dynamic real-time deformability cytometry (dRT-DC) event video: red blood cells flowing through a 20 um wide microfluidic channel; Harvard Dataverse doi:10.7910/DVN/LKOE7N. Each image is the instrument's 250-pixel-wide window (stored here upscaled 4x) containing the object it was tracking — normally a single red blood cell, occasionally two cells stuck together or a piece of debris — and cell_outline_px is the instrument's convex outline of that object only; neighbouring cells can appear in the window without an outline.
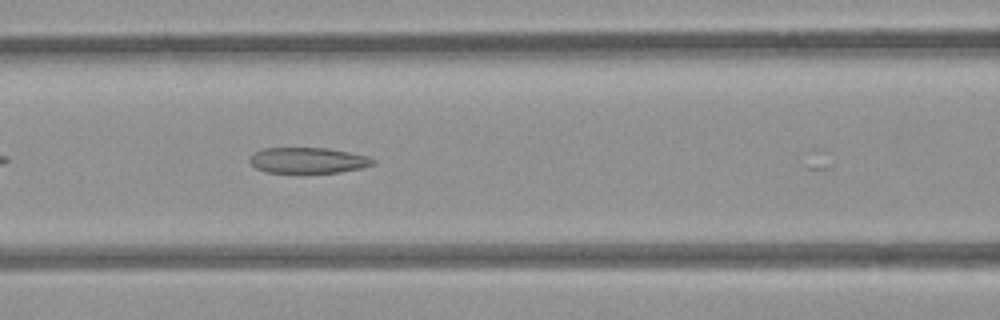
{"species": "common noctule bat (a hibernating species)", "species_latin": "Nyctalus noctula", "temperature_condition": "room temperature", "stored_images_in_passage": 38, "camera_frame_rate_fps": 3000, "um_per_image_px": 0.085, "animal": {"sex": "female", "body_mass_g": 21.9}, "frame": {"image": 1, "passage_image": 10, "time_ms": 3.0, "image_size_px": [1000, 320], "cell_outline_px": [[376, 164], [360, 168], [340, 172], [268, 172], [256, 168], [248, 160], [252, 152], [264, 148], [328, 148], [368, 156], [376, 160]], "centroid_in_image_um": [26.18, 13.62], "position_along_channel_um": 140.4, "area_um2": 18.44}}
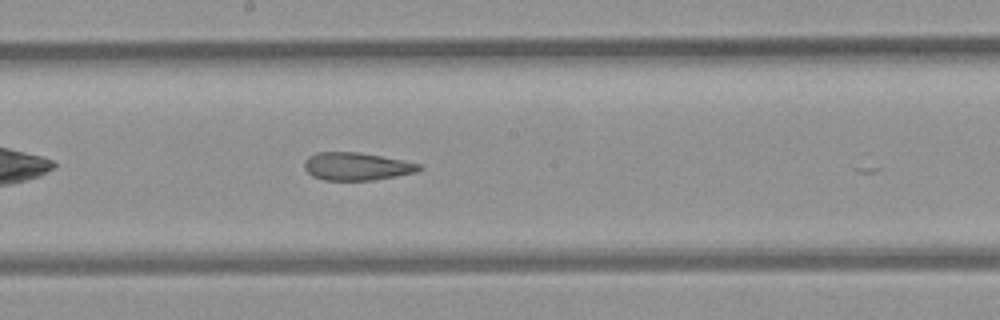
{"frame": {"image": 2, "passage_image": 16, "time_ms": 5.0, "image_size_px": [1000, 320], "cell_outline_px": [[424, 168], [416, 172], [372, 180], [324, 180], [312, 176], [304, 168], [304, 160], [308, 156], [316, 152], [356, 152], [380, 156], [420, 164]], "centroid_in_image_um": [30.26, 14.14], "position_along_channel_um": 217.9, "area_um2": 18.44}}
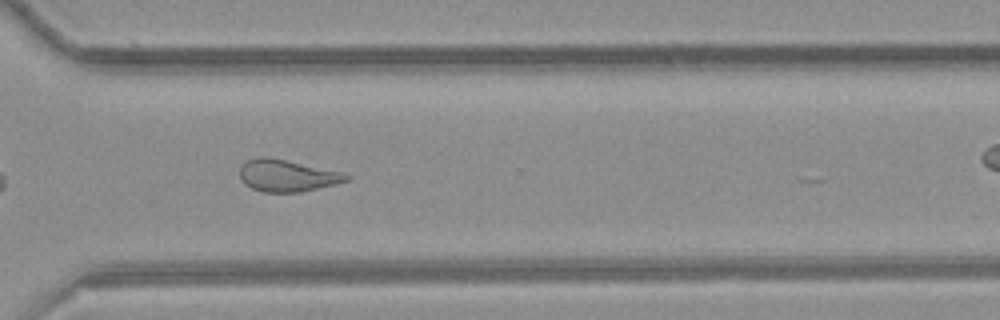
{"frame": {"image": 3, "passage_image": 26, "time_ms": 8.333, "image_size_px": [1000, 320], "cell_outline_px": [[352, 176], [348, 180], [336, 184], [300, 192], [264, 192], [252, 188], [244, 184], [240, 180], [240, 168], [248, 160], [256, 156], [268, 156], [340, 172]], "centroid_in_image_um": [24.37, 14.93], "position_along_channel_um": 346.2, "area_um2": 19.71}, "authors_computed_cell_mechanics": {"area_um2": 19.9988, "velocity_mm_per_s": 3.8665, "shape_relaxation_time_tau1_ms": null, "shape_relaxation_time_tau2_ms": 3.2063, "deformation_change_tau1": null, "deformation_change_tau2": 0.1164}}